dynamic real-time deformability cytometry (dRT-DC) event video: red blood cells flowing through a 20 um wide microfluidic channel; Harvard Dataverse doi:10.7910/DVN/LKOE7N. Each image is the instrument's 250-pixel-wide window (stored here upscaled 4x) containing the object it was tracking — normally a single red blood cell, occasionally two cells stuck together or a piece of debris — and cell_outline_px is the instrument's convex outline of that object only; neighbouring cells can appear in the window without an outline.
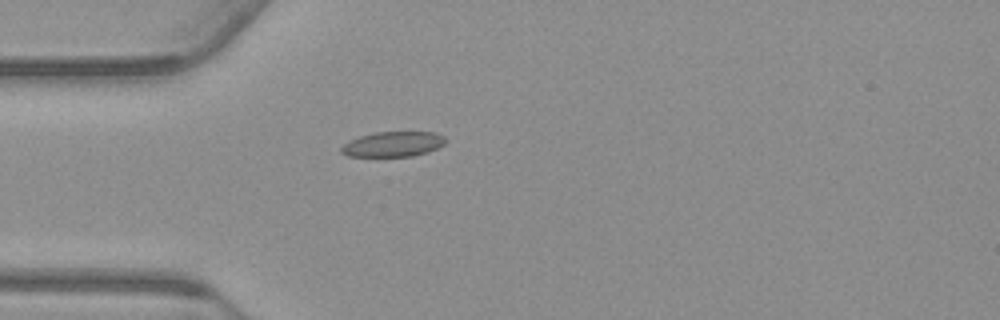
{"species": "common noctule bat (a hibernating species)", "species_latin": "Nyctalus noctula", "temperature_condition": "warm", "stored_images_in_passage": 40, "camera_frame_rate_fps": 3000, "um_per_image_px": 0.085, "animal": {"sex": "male", "body_mass_g": 23.1, "forearm_length_mm": 52.7}, "frame": {"image": 1, "passage_image": 1, "time_ms": 0.0, "image_size_px": [1000, 320], "cell_outline_px": [[448, 140], [444, 144], [428, 152], [412, 156], [348, 156], [340, 152], [340, 148], [344, 144], [360, 136], [376, 132], [436, 132], [444, 136]], "centroid_in_image_um": [33.44, 12.25], "position_along_channel_um": 51.6, "area_um2": 15.2}}
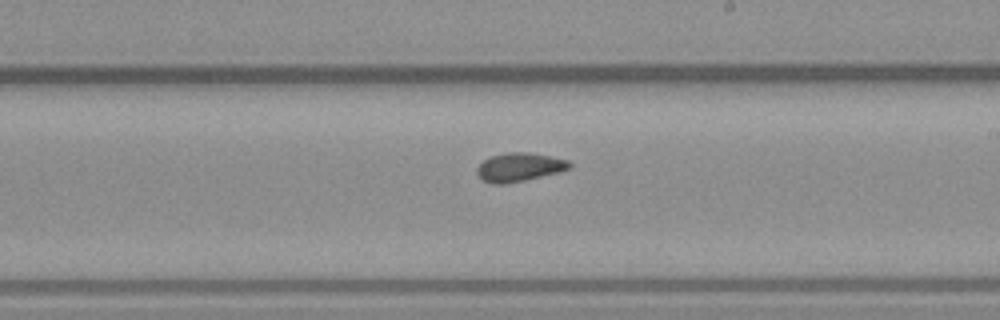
{"frame": {"image": 2, "passage_image": 17, "time_ms": 5.333, "image_size_px": [1000, 320], "cell_outline_px": [[572, 168], [560, 172], [524, 180], [504, 184], [492, 184], [484, 180], [476, 172], [476, 168], [484, 160], [492, 156], [508, 152], [528, 152], [568, 160], [572, 164]], "centroid_in_image_um": [44.17, 14.21], "position_along_channel_um": 244.8, "area_um2": 15.32}}
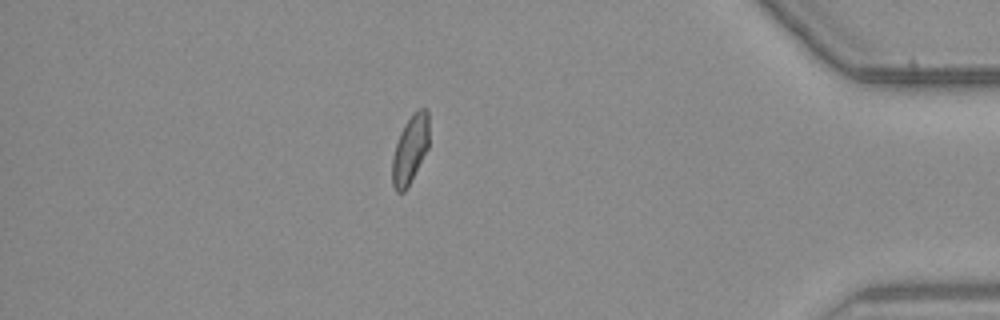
{"frame": {"image": 3, "passage_image": 33, "time_ms": 10.667, "image_size_px": [1000, 320], "cell_outline_px": [[428, 148], [404, 192], [396, 192], [392, 184], [392, 156], [400, 132], [404, 124], [412, 112], [420, 108], [424, 108], [428, 112]], "centroid_in_image_um": [34.84, 12.67], "position_along_channel_um": 400.4, "area_um2": 14.51}, "authors_computed_cell_mechanics": {"area_um2": 15.0569, "velocity_mm_per_s": 3.7576, "shape_relaxation_time_tau1_ms": 8.7151, "shape_relaxation_time_tau2_ms": 1.9048, "deformation_change_tau1": 0.1456, "deformation_change_tau2": 0.0601}}